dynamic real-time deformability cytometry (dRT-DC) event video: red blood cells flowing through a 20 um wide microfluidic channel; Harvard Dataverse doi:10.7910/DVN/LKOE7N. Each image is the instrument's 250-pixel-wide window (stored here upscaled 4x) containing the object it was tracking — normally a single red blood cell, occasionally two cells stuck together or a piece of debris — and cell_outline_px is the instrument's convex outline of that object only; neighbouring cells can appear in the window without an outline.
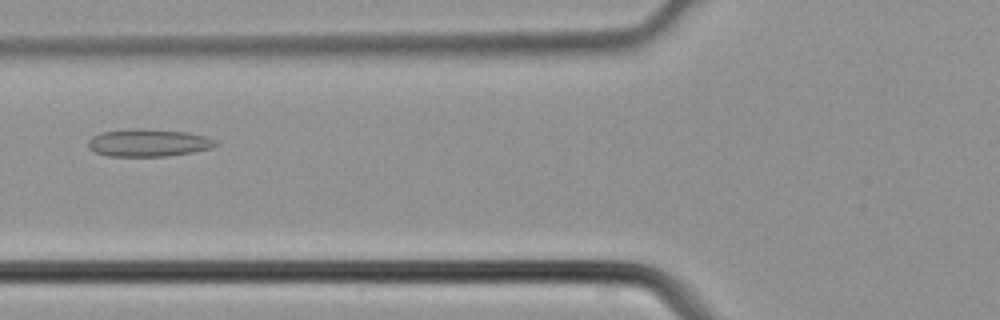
{"species": "common noctule bat (a hibernating species)", "species_latin": "Nyctalus noctula", "temperature_condition": "cold", "stored_images_in_passage": 2, "camera_frame_rate_fps": 3000, "um_per_image_px": 0.085, "animal": {"sex": "male", "body_mass_g": 21.5, "forearm_length_mm": 52.0}, "frame": {"image": 1, "passage_image": 2, "time_ms": 0.333, "image_size_px": [1000, 320], "cell_outline_px": [[220, 144], [212, 148], [192, 152], [164, 156], [108, 156], [96, 152], [88, 148], [88, 140], [92, 136], [100, 132], [132, 128], [140, 128], [188, 132], [208, 136], [216, 140]], "centroid_in_image_um": [12.63, 12.12], "position_along_channel_um": 113.2, "area_um2": 20.69}}